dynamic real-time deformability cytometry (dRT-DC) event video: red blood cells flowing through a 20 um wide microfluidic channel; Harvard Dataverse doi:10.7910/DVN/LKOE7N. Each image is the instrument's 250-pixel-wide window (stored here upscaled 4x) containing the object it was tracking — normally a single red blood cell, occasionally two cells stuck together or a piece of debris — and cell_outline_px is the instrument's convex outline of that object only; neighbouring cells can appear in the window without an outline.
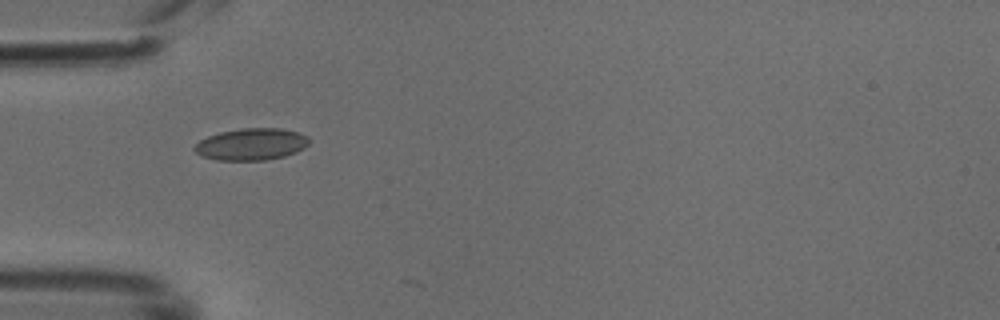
{"species": "common noctule bat (a hibernating species)", "species_latin": "Nyctalus noctula", "temperature_condition": "cold", "stored_images_in_passage": 3, "camera_frame_rate_fps": 3000, "um_per_image_px": 0.085, "animal": {"sex": "male", "body_mass_g": 18.8}, "frame": {"image": 1, "passage_image": 1, "time_ms": 0.0, "image_size_px": [1000, 320], "cell_outline_px": [[308, 144], [304, 148], [296, 152], [284, 156], [264, 160], [216, 160], [200, 156], [192, 148], [200, 140], [208, 136], [220, 132], [240, 128], [280, 128], [296, 132], [308, 136]], "centroid_in_image_um": [21.33, 12.26], "position_along_channel_um": 63.7, "area_um2": 21.27}}